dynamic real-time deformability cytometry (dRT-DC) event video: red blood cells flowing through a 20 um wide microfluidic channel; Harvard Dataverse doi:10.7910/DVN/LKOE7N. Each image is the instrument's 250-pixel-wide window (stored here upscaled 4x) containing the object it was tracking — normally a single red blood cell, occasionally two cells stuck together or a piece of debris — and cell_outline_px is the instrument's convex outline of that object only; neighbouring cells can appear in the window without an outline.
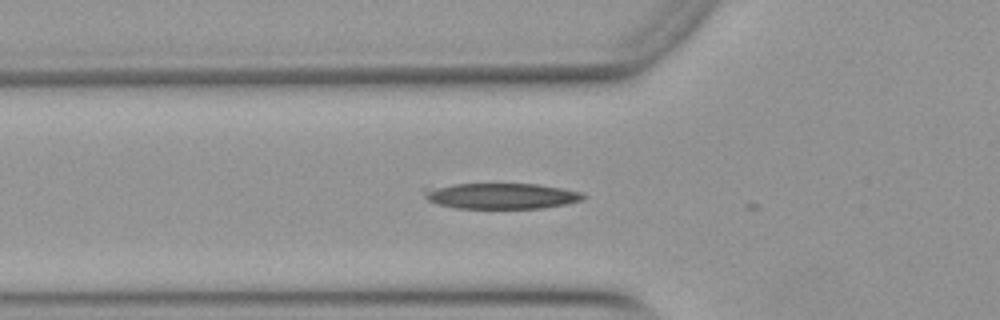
{"species": "Egyptian fruit bat (a non-hibernating species)", "species_latin": "Rousettus aegyptiacus", "temperature_condition": "warm", "stored_images_in_passage": 4, "camera_frame_rate_fps": 3000, "um_per_image_px": 0.085, "animal": {"sex": "female"}, "frame": {"image": 1, "passage_image": 3, "time_ms": 0.667, "image_size_px": [1000, 320], "cell_outline_px": [[588, 196], [580, 200], [564, 204], [540, 208], [452, 208], [436, 204], [428, 200], [424, 196], [420, 188], [456, 184], [536, 184], [564, 188], [580, 192]], "centroid_in_image_um": [42.52, 16.65], "position_along_channel_um": 83.3, "area_um2": 23.99}}